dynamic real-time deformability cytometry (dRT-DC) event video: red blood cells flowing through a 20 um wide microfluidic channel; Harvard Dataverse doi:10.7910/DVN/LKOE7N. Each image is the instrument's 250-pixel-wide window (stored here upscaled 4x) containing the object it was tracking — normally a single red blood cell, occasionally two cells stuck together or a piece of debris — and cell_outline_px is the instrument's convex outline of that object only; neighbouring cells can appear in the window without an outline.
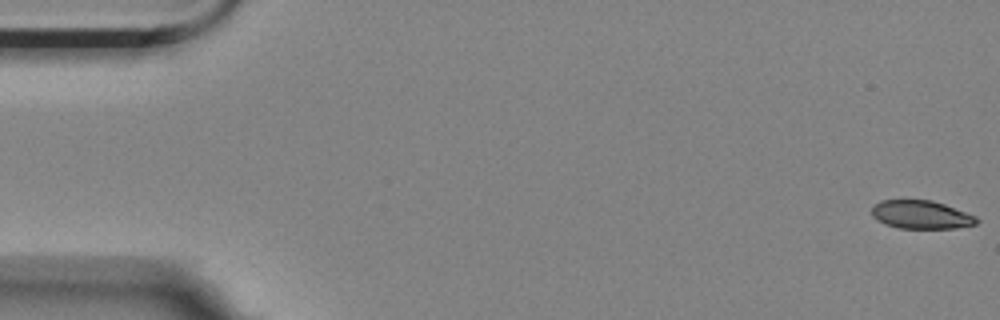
{"species": "Egyptian fruit bat (a non-hibernating species)", "species_latin": "Rousettus aegyptiacus", "temperature_condition": "room temperature", "stored_images_in_passage": 54, "camera_frame_rate_fps": 3000, "um_per_image_px": 0.085, "animal": {"sex": "female"}, "frame": {"image": 1, "passage_image": 1, "time_ms": 0.0, "image_size_px": [1000, 320], "cell_outline_px": [[980, 220], [976, 224], [956, 228], [896, 228], [884, 224], [872, 216], [872, 204], [880, 200], [932, 200], [944, 204], [976, 216]], "centroid_in_image_um": [78.27, 18.24], "position_along_channel_um": 6.7, "area_um2": 17.4}}
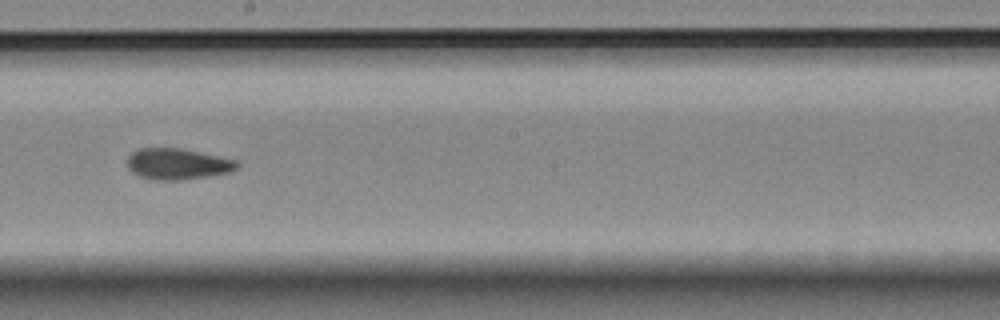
{"frame": {"image": 2, "passage_image": 32, "time_ms": 10.333, "image_size_px": [1000, 320], "cell_outline_px": [[240, 164], [236, 168], [228, 172], [204, 176], [176, 180], [152, 180], [140, 176], [132, 172], [128, 168], [128, 156], [132, 152], [140, 148], [180, 148], [236, 160]], "centroid_in_image_um": [15.04, 13.93], "position_along_channel_um": 233.2, "area_um2": 19.54}}
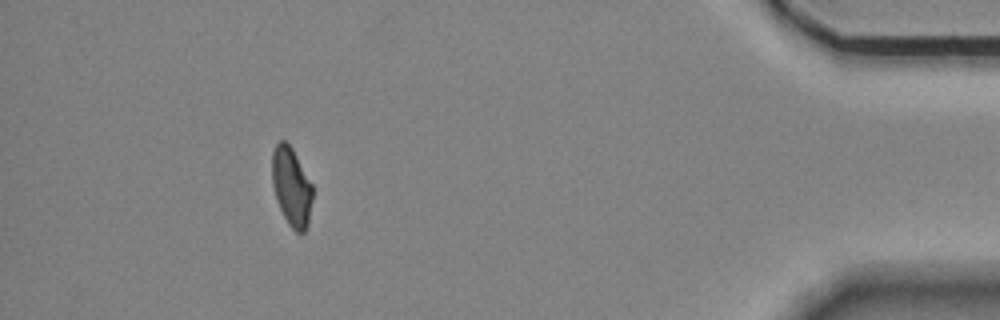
{"frame": {"image": 3, "passage_image": 52, "time_ms": 17.0, "image_size_px": [1000, 320], "cell_outline_px": [[312, 200], [308, 224], [304, 232], [296, 232], [288, 224], [276, 200], [272, 184], [272, 152], [276, 144], [280, 140], [284, 140], [292, 148], [312, 184]], "centroid_in_image_um": [24.76, 15.87], "position_along_channel_um": 410.4, "area_um2": 18.5}, "authors_computed_cell_mechanics": {"area_um2": 19.5075, "velocity_mm_per_s": 3.5151, "shape_relaxation_time_tau1_ms": null, "shape_relaxation_time_tau2_ms": 3.5677, "deformation_change_tau1": null, "deformation_change_tau2": 0.0803}}